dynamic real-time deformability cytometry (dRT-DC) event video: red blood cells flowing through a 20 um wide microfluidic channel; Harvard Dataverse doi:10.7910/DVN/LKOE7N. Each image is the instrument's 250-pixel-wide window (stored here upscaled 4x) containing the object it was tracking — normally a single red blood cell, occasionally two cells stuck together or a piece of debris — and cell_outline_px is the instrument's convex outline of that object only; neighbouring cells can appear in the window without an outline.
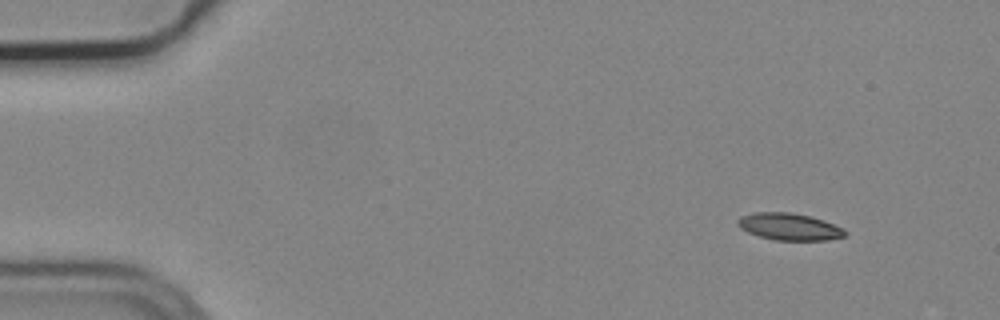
{"species": "common noctule bat (a hibernating species)", "species_latin": "Nyctalus noctula", "temperature_condition": "cold", "stored_images_in_passage": 3, "camera_frame_rate_fps": 3000, "um_per_image_px": 0.085, "animal": {"sex": "male", "body_mass_g": 19.2, "forearm_length_mm": 51.8}, "frame": {"image": 1, "passage_image": 1, "time_ms": 0.0, "image_size_px": [1000, 320], "cell_outline_px": [[848, 232], [844, 236], [828, 240], [776, 240], [760, 236], [748, 232], [740, 228], [736, 224], [736, 220], [740, 216], [756, 212], [792, 212], [824, 220]], "centroid_in_image_um": [67.04, 19.26], "position_along_channel_um": 18.0, "area_um2": 16.76}}
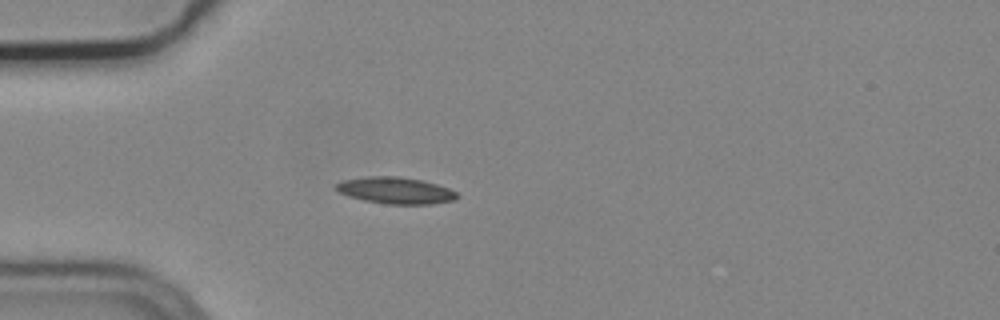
{"frame": {"image": 2, "passage_image": 3, "time_ms": 0.667, "image_size_px": [1000, 320], "cell_outline_px": [[460, 196], [456, 200], [432, 204], [384, 204], [364, 200], [340, 192], [336, 188], [336, 184], [344, 180], [368, 176], [400, 176], [420, 180], [436, 184], [448, 188], [456, 192]], "centroid_in_image_um": [33.68, 16.19], "position_along_channel_um": 51.3, "area_um2": 18.61}}